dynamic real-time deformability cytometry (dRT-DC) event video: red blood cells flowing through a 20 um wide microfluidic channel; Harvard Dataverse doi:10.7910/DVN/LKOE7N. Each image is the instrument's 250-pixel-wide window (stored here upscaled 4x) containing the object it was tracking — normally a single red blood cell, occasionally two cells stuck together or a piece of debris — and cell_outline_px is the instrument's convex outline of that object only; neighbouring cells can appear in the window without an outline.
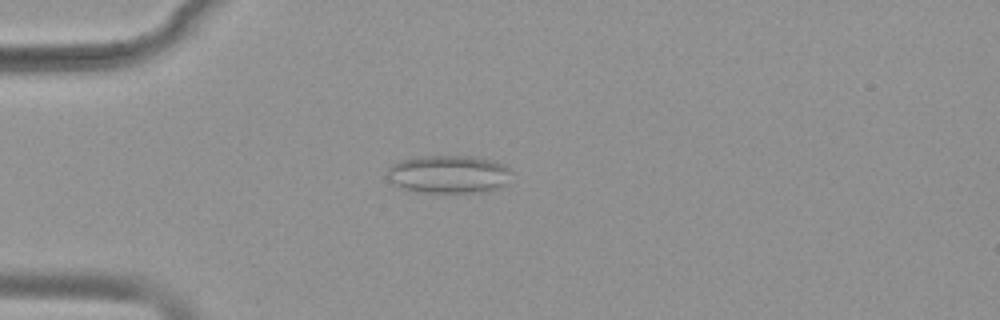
{"species": "common noctule bat (a hibernating species)", "species_latin": "Nyctalus noctula", "temperature_condition": "warm", "stored_images_in_passage": 39, "camera_frame_rate_fps": 3000, "um_per_image_px": 0.085, "animal": {"sex": "female", "body_mass_g": 19.9}, "frame": {"image": 1, "passage_image": 1, "time_ms": 0.0, "image_size_px": [1000, 320], "cell_outline_px": [[512, 172], [508, 184], [492, 192], [416, 192], [400, 188], [392, 184], [388, 176], [388, 168], [392, 164], [400, 160], [424, 156], [472, 156], [492, 160], [504, 164]], "centroid_in_image_um": [38.18, 14.82], "position_along_channel_um": 46.8, "area_um2": 27.98}}
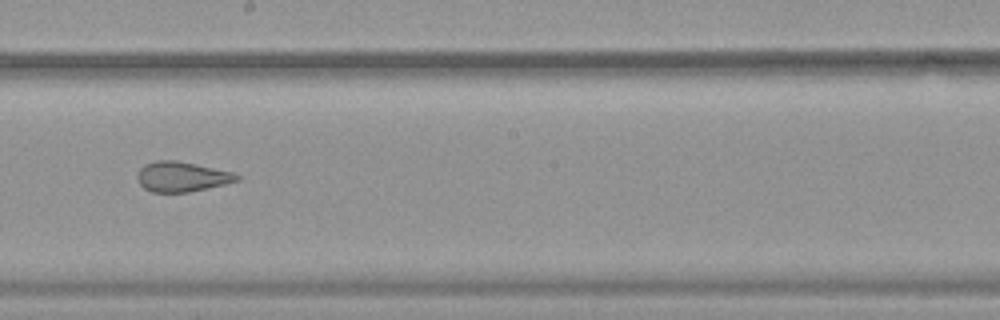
{"frame": {"image": 2, "passage_image": 17, "time_ms": 5.333, "image_size_px": [1000, 320], "cell_outline_px": [[240, 180], [224, 184], [188, 192], [152, 192], [144, 188], [140, 184], [136, 176], [140, 168], [144, 164], [156, 160], [176, 160], [196, 164], [232, 172], [240, 176]], "centroid_in_image_um": [15.42, 15.01], "position_along_channel_um": 232.8, "area_um2": 17.34}}
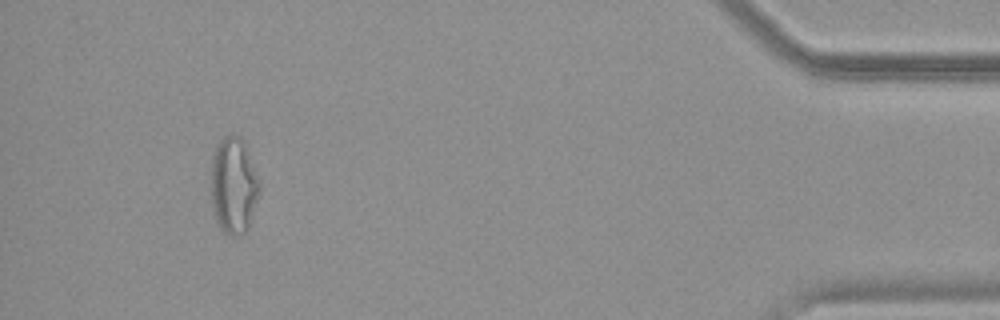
{"frame": {"image": 3, "passage_image": 36, "time_ms": 11.667, "image_size_px": [1000, 320], "cell_outline_px": [[260, 192], [248, 224], [244, 232], [236, 236], [228, 236], [216, 224], [212, 212], [212, 156], [216, 144], [224, 136], [232, 132], [240, 136], [244, 144], [260, 180]], "centroid_in_image_um": [19.84, 15.75], "position_along_channel_um": 415.4, "area_um2": 27.34}, "authors_computed_cell_mechanics": {"area_um2": 19.652, "velocity_mm_per_s": 3.857, "shape_relaxation_time_tau1_ms": null, "shape_relaxation_time_tau2_ms": 1.127, "deformation_change_tau1": null, "deformation_change_tau2": 0.094}}